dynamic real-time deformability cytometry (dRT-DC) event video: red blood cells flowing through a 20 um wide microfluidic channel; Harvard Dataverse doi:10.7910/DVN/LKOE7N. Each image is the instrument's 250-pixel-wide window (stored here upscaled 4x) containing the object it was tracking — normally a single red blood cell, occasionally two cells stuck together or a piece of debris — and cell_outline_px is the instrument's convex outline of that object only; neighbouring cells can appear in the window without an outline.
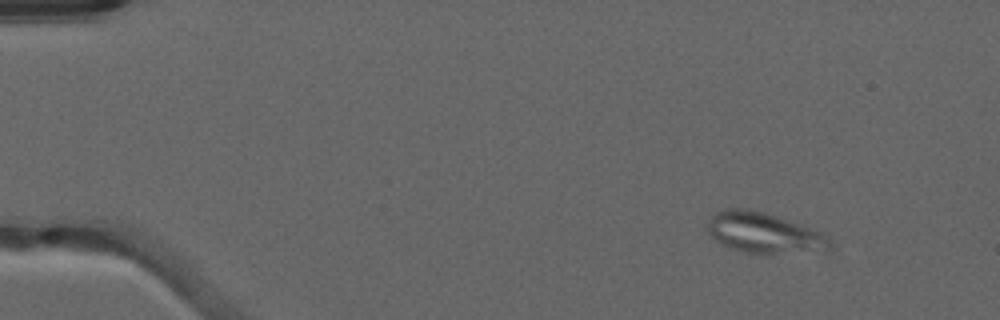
{"species": "common noctule bat (a hibernating species)", "species_latin": "Nyctalus noctula", "temperature_condition": "warm", "stored_images_in_passage": 47, "camera_frame_rate_fps": 3000, "um_per_image_px": 0.085, "animal": {"sex": "male", "forearm_length_mm": 52.5}, "frame": {"image": 1, "passage_image": 1, "time_ms": 0.0, "image_size_px": [1000, 320], "cell_outline_px": [[836, 248], [828, 252], [748, 252], [732, 248], [716, 240], [708, 232], [708, 220], [716, 212], [728, 208], [740, 208], [760, 212], [776, 216], [820, 232]], "centroid_in_image_um": [64.97, 19.8], "position_along_channel_um": 20.0, "area_um2": 28.09}}
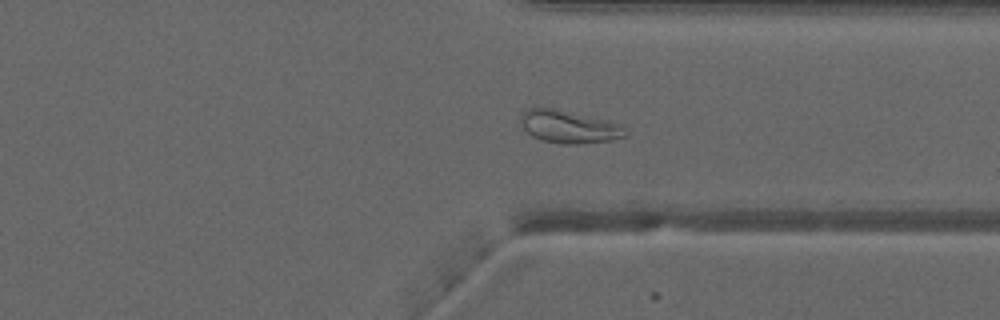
{"frame": {"image": 2, "passage_image": 35, "time_ms": 11.333, "image_size_px": [1000, 320], "cell_outline_px": [[624, 136], [608, 140], [580, 144], [560, 144], [540, 140], [532, 136], [520, 124], [520, 116], [528, 108], [556, 108], [608, 120], [620, 124], [624, 128]], "centroid_in_image_um": [48.31, 10.77], "position_along_channel_um": 363.1, "area_um2": 19.88}}
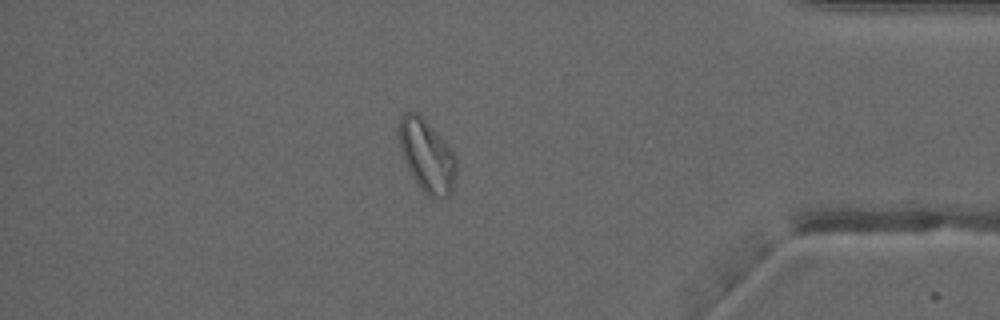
{"frame": {"image": 3, "passage_image": 40, "time_ms": 13.0, "image_size_px": [1000, 320], "cell_outline_px": [[456, 172], [452, 188], [448, 196], [428, 196], [424, 192], [412, 176], [404, 160], [400, 148], [400, 116], [404, 112], [416, 112], [424, 120], [452, 152], [456, 160]], "centroid_in_image_um": [36.26, 13.26], "position_along_channel_um": 398.9, "area_um2": 23.06}, "authors_computed_cell_mechanics": {"area_um2": 23.0622, "velocity_mm_per_s": 3.9976, "shape_relaxation_time_tau1_ms": null, "shape_relaxation_time_tau2_ms": 2.23, "deformation_change_tau1": null, "deformation_change_tau2": 0.0624}}